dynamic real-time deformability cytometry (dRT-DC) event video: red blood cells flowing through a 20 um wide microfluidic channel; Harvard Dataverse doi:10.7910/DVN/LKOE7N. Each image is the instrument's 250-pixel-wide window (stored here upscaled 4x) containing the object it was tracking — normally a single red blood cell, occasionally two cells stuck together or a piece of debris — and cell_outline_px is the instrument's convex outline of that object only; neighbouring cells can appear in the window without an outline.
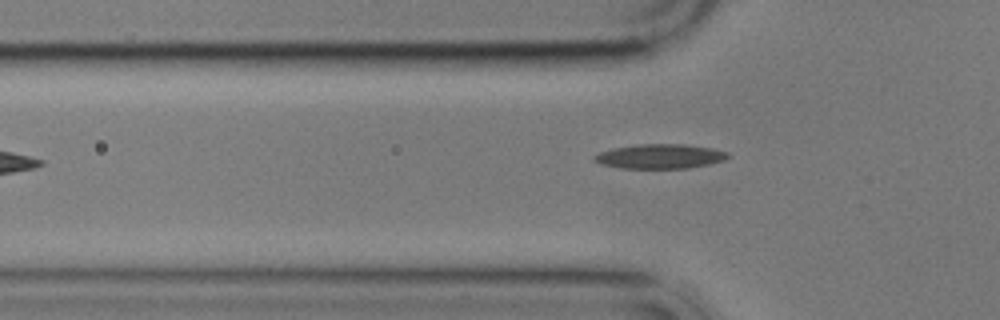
{"species": "common noctule bat (a hibernating species)", "species_latin": "Nyctalus noctula", "temperature_condition": "cold", "stored_images_in_passage": 5, "camera_frame_rate_fps": 3000, "um_per_image_px": 0.085, "animal": {"sex": "male", "body_mass_g": 17.9}, "frame": {"image": 1, "passage_image": 5, "time_ms": 4.333, "image_size_px": [1000, 320], "cell_outline_px": [[728, 156], [724, 160], [708, 164], [688, 168], [620, 168], [600, 164], [592, 160], [592, 156], [600, 152], [612, 148], [640, 144], [684, 144], [712, 148], [728, 152]], "centroid_in_image_um": [56.05, 13.29], "position_along_channel_um": 69.7, "area_um2": 19.07}}